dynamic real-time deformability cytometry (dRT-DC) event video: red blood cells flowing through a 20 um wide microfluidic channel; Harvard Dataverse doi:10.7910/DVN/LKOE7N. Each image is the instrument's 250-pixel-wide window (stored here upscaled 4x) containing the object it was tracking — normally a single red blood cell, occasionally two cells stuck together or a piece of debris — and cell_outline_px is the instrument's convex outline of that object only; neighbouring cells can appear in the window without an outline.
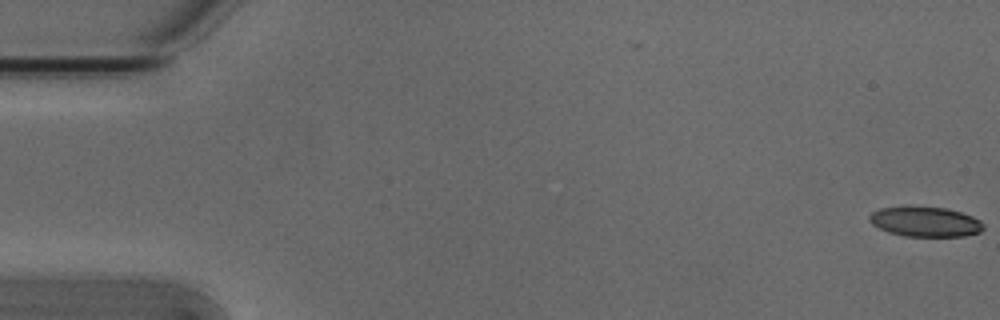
{"species": "Egyptian fruit bat (a non-hibernating species)", "species_latin": "Rousettus aegyptiacus", "temperature_condition": "cold", "stored_images_in_passage": 53, "camera_frame_rate_fps": 3000, "um_per_image_px": 0.085, "animal": {"sex": "male"}, "frame": {"image": 1, "passage_image": 1, "time_ms": 0.0, "image_size_px": [1000, 320], "cell_outline_px": [[984, 228], [980, 232], [964, 236], [904, 236], [888, 232], [872, 224], [868, 220], [868, 216], [872, 212], [880, 208], [908, 204], [948, 208], [972, 216], [980, 220], [984, 224]], "centroid_in_image_um": [78.61, 18.81], "position_along_channel_um": 6.4, "area_um2": 20.52}}
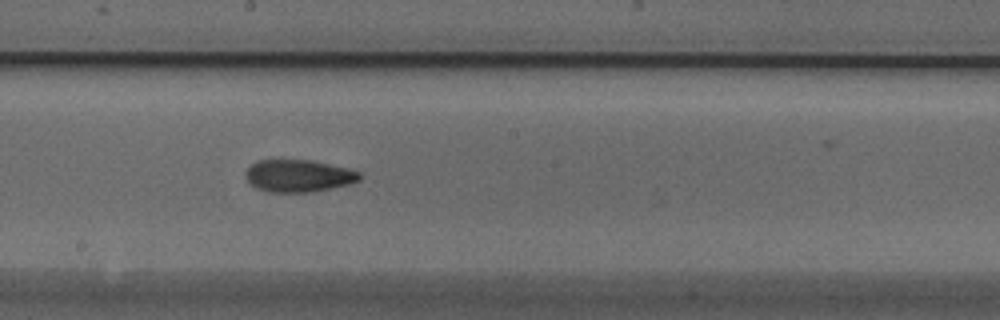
{"frame": {"image": 2, "passage_image": 30, "time_ms": 9.667, "image_size_px": [1000, 320], "cell_outline_px": [[360, 180], [348, 184], [312, 192], [268, 192], [256, 188], [244, 176], [244, 172], [256, 160], [312, 160], [348, 168], [360, 172]], "centroid_in_image_um": [25.35, 14.94], "position_along_channel_um": 222.8, "area_um2": 21.44}}
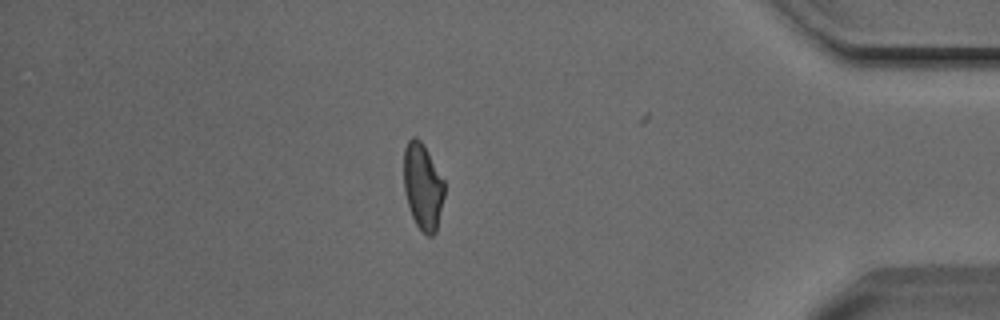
{"frame": {"image": 3, "passage_image": 47, "time_ms": 15.333, "image_size_px": [1000, 320], "cell_outline_px": [[444, 196], [436, 232], [432, 236], [428, 236], [416, 224], [412, 216], [408, 204], [404, 188], [404, 148], [408, 140], [412, 136], [416, 136], [420, 140], [428, 152], [444, 180]], "centroid_in_image_um": [35.94, 15.83], "position_along_channel_um": 399.3, "area_um2": 20.29}}